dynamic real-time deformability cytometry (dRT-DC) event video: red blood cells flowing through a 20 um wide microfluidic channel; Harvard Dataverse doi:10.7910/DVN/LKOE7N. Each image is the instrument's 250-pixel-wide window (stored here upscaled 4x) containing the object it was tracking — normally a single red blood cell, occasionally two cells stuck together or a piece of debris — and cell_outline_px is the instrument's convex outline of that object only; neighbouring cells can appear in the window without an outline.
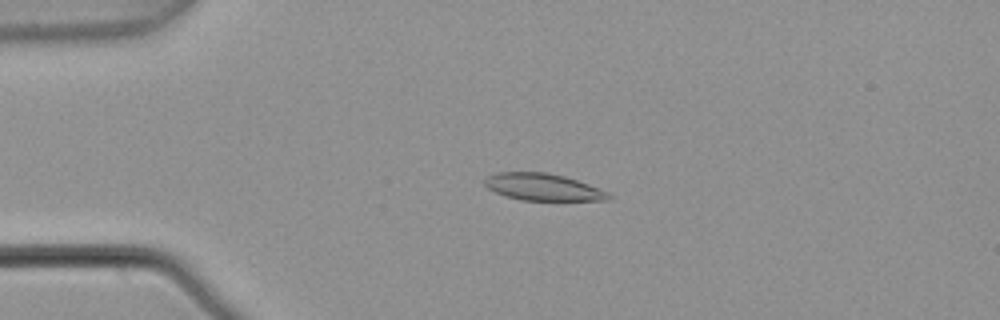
{"species": "common noctule bat (a hibernating species)", "species_latin": "Nyctalus noctula", "temperature_condition": "warm", "stored_images_in_passage": 3, "camera_frame_rate_fps": 3000, "um_per_image_px": 0.085, "animal": {"sex": "male", "body_mass_g": 21.5, "forearm_length_mm": 52.0}, "frame": {"image": 1, "passage_image": 2, "time_ms": 0.333, "image_size_px": [1000, 320], "cell_outline_px": [[612, 196], [608, 200], [520, 200], [496, 192], [488, 188], [484, 184], [484, 180], [488, 176], [496, 172], [544, 172], [564, 176], [588, 184], [608, 192]], "centroid_in_image_um": [46.14, 15.89], "position_along_channel_um": 38.9, "area_um2": 19.25}}